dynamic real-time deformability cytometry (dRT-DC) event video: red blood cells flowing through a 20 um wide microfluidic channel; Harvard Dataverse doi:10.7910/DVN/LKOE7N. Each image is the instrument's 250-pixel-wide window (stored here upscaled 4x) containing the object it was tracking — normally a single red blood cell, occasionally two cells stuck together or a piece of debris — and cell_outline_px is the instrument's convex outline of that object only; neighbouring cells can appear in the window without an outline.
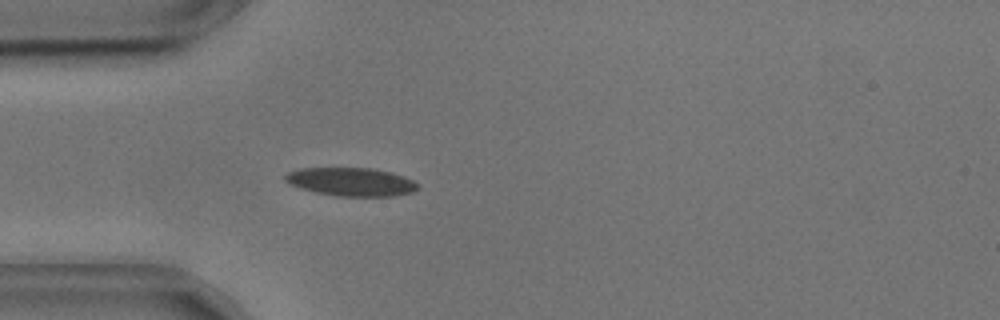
{"species": "common noctule bat (a hibernating species)", "species_latin": "Nyctalus noctula", "temperature_condition": "cold", "stored_images_in_passage": 3, "camera_frame_rate_fps": 3000, "um_per_image_px": 0.085, "animal": {"sex": "male", "body_mass_g": 17.9, "forearm_length_mm": 54.2}, "frame": {"image": 1, "passage_image": 1, "time_ms": 0.0, "image_size_px": [1000, 320], "cell_outline_px": [[420, 188], [412, 192], [396, 196], [336, 196], [316, 192], [300, 188], [288, 184], [284, 180], [284, 176], [288, 172], [300, 168], [372, 168], [392, 172], [404, 176], [420, 184]], "centroid_in_image_um": [29.86, 15.45], "position_along_channel_um": 55.1, "area_um2": 22.14}}